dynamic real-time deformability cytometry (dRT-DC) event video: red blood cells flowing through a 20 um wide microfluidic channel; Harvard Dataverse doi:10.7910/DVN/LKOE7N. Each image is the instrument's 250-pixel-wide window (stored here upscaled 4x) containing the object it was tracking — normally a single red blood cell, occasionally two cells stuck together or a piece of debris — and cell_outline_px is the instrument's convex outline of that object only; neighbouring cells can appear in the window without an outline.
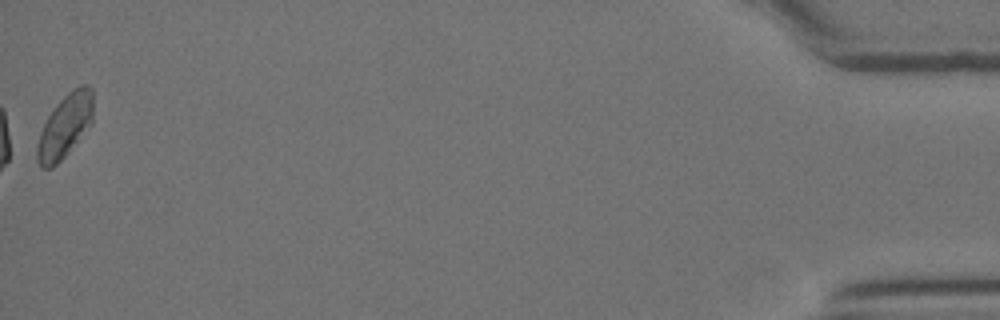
{"species": "Egyptian fruit bat (a non-hibernating species)", "species_latin": "Rousettus aegyptiacus", "temperature_condition": "room temperature", "stored_images_in_passage": 23, "camera_frame_rate_fps": 3000, "um_per_image_px": 0.085, "animal": {"sex": "female"}, "frame": {"image": 1, "passage_image": 23, "time_ms": 7.333, "image_size_px": [1000, 320], "cell_outline_px": [[92, 124], [68, 152], [52, 168], [40, 168], [36, 160], [36, 148], [40, 132], [48, 116], [56, 104], [72, 88], [80, 84], [88, 84], [92, 88]], "centroid_in_image_um": [5.52, 10.7], "position_along_channel_um": 429.7, "area_um2": 20.75}}